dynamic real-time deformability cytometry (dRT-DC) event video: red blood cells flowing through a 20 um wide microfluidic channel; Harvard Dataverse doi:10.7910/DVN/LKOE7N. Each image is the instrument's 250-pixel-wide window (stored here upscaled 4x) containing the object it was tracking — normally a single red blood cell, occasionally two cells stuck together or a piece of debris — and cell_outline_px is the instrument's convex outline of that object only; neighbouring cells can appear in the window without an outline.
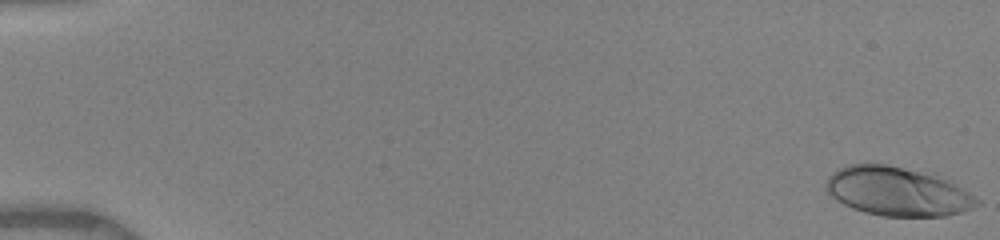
{"species": "human", "species_latin": "Homo sapiens", "temperature_condition": "warm", "stored_images_in_passage": 38, "camera_frame_rate_fps": 3000, "um_per_image_px": 0.085, "donor": {"sex": "female"}, "frame": {"image": 1, "passage_image": 1, "time_ms": 0.0, "image_size_px": [1000, 240], "cell_outline_px": [[980, 204], [972, 208], [960, 212], [944, 216], [880, 216], [864, 212], [852, 208], [836, 200], [824, 188], [824, 184], [828, 176], [832, 172], [848, 164], [888, 164], [932, 176], [944, 180], [968, 192], [980, 200]], "centroid_in_image_um": [76.2, 16.29], "position_along_channel_um": 8.8, "area_um2": 42.31}}
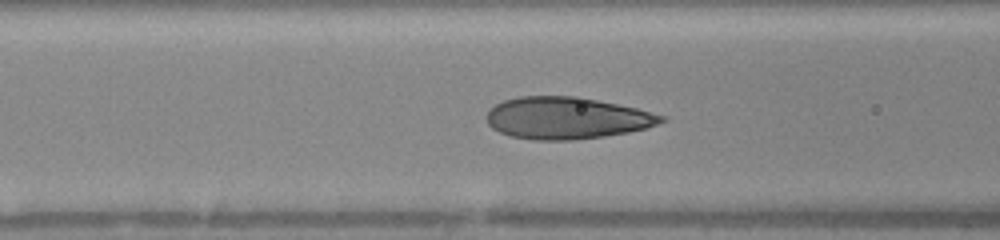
{"frame": {"image": 2, "passage_image": 19, "time_ms": 7.0, "image_size_px": [1000, 240], "cell_outline_px": [[668, 120], [644, 128], [628, 132], [604, 136], [576, 140], [532, 140], [508, 136], [492, 128], [488, 124], [488, 112], [496, 104], [504, 100], [520, 96], [576, 96], [636, 108], [668, 116]], "centroid_in_image_um": [48.18, 10.04], "position_along_channel_um": 118.4, "area_um2": 42.6}}
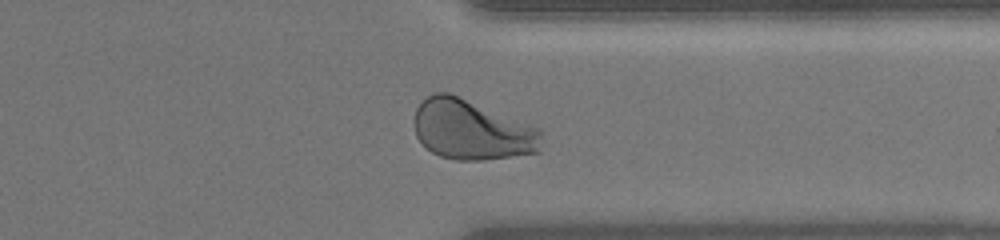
{"frame": {"image": 3, "passage_image": 36, "time_ms": 13.333, "image_size_px": [1000, 240], "cell_outline_px": [[540, 152], [484, 160], [456, 160], [440, 156], [432, 152], [416, 136], [416, 108], [432, 92], [448, 92], [540, 128]], "centroid_in_image_um": [40.11, 11.05], "position_along_channel_um": 371.3, "area_um2": 43.99}, "authors_computed_cell_mechanics": {"area_um2": 41.8761, "velocity_mm_per_s": 3.9929, "shape_relaxation_time_tau1_ms": 3.5191, "shape_relaxation_time_tau2_ms": null, "deformation_change_tau1": 0.1908, "deformation_change_tau2": null}}